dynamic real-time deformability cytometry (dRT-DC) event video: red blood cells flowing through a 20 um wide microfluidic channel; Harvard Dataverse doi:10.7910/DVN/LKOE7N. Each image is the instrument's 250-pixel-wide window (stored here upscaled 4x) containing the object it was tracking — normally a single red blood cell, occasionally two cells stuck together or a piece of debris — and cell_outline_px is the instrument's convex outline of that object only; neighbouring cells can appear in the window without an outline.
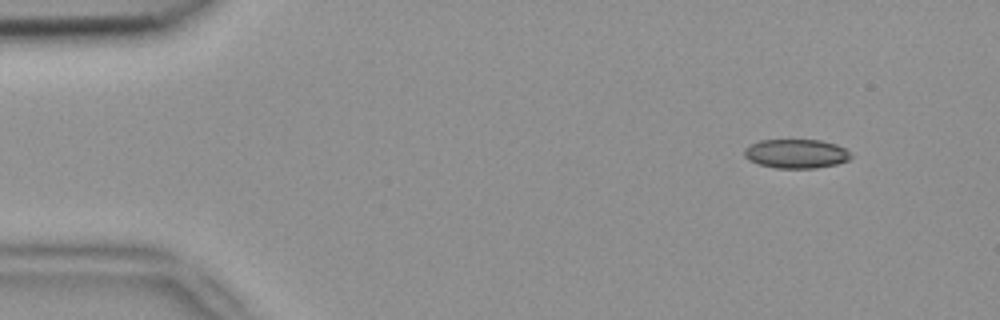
{"species": "common noctule bat (a hibernating species)", "species_latin": "Nyctalus noctula", "temperature_condition": "room temperature", "stored_images_in_passage": 8, "camera_frame_rate_fps": 3000, "um_per_image_px": 0.085, "animal": {"sex": "female", "body_mass_g": 18.4}, "frame": {"image": 1, "passage_image": 1, "time_ms": 0.0, "image_size_px": [1000, 320], "cell_outline_px": [[852, 156], [848, 160], [836, 164], [816, 168], [776, 168], [760, 164], [748, 160], [744, 156], [744, 148], [760, 140], [820, 140], [836, 144], [844, 148]], "centroid_in_image_um": [67.66, 13.06], "position_along_channel_um": 17.3, "area_um2": 17.98}}
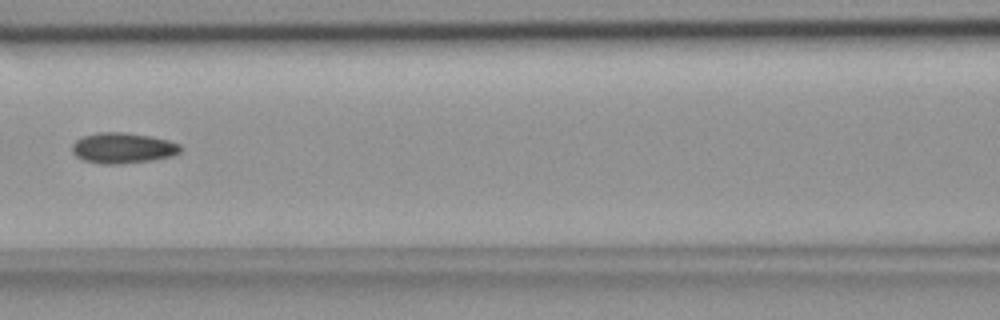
{"frame": {"image": 2, "passage_image": 6, "time_ms": 1.667, "image_size_px": [1000, 320], "cell_outline_px": [[184, 148], [180, 152], [172, 156], [152, 160], [116, 164], [104, 164], [84, 160], [76, 156], [72, 152], [72, 144], [76, 140], [84, 136], [96, 132], [124, 132], [152, 136], [168, 140], [180, 144]], "centroid_in_image_um": [10.47, 12.57], "position_along_channel_um": 156.1, "area_um2": 19.42}}
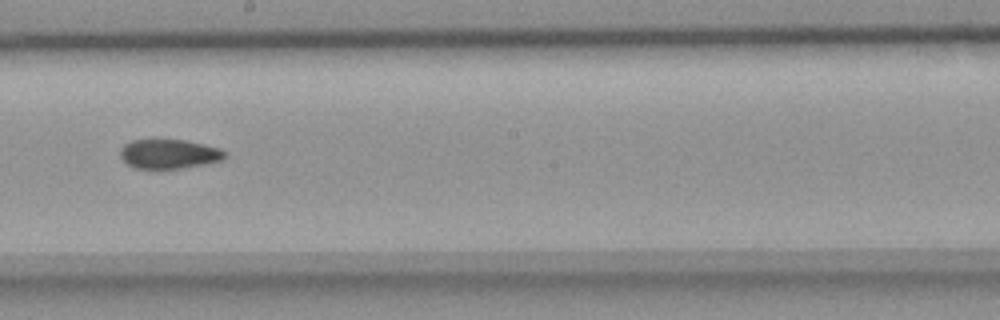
{"frame": {"image": 3, "passage_image": 8, "time_ms": 2.333, "image_size_px": [1000, 320], "cell_outline_px": [[224, 156], [220, 160], [204, 164], [180, 168], [136, 168], [128, 164], [120, 156], [120, 148], [124, 144], [132, 140], [156, 136], [184, 140], [204, 144], [220, 148], [224, 152]], "centroid_in_image_um": [14.29, 13.02], "position_along_channel_um": 233.9, "area_um2": 18.32}}